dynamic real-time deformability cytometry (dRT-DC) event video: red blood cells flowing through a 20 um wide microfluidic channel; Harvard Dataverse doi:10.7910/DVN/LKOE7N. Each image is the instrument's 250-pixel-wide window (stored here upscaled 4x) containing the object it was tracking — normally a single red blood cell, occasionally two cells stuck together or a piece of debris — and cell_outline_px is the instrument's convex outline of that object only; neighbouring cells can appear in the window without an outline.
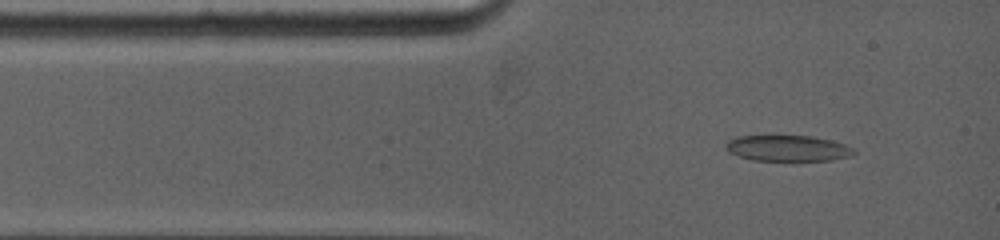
{"species": "common noctule bat (a hibernating species)", "species_latin": "Nyctalus noctula", "temperature_condition": "warm", "stored_images_in_passage": 47, "camera_frame_rate_fps": 5000, "um_per_image_px": 0.085, "animal": {"sex": "female", "body_mass_g": 19.0, "forearm_length_mm": 53.3}, "frame": {"image": 1, "passage_image": 3, "time_ms": 0.8, "image_size_px": [1000, 240], "cell_outline_px": [[856, 152], [852, 156], [832, 160], [752, 160], [728, 152], [724, 148], [724, 144], [728, 140], [736, 136], [812, 136], [832, 140], [844, 144], [852, 148]], "centroid_in_image_um": [66.94, 12.59], "position_along_channel_um": 18.1, "area_um2": 19.36}}
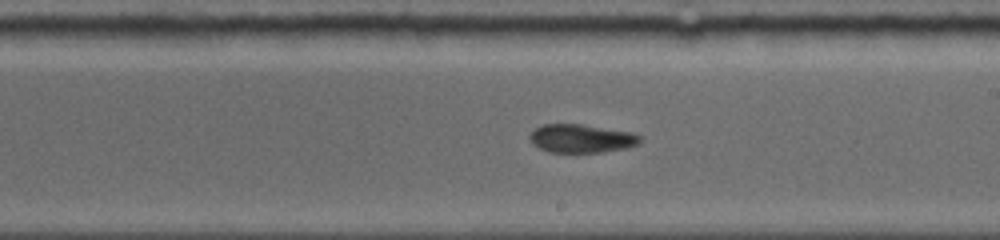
{"frame": {"image": 2, "passage_image": 21, "time_ms": 7.0, "image_size_px": [1000, 240], "cell_outline_px": [[640, 144], [628, 148], [600, 152], [548, 152], [532, 144], [528, 136], [536, 128], [544, 124], [580, 124], [632, 132], [640, 136]], "centroid_in_image_um": [49.42, 11.77], "position_along_channel_um": 239.6, "area_um2": 18.26}}
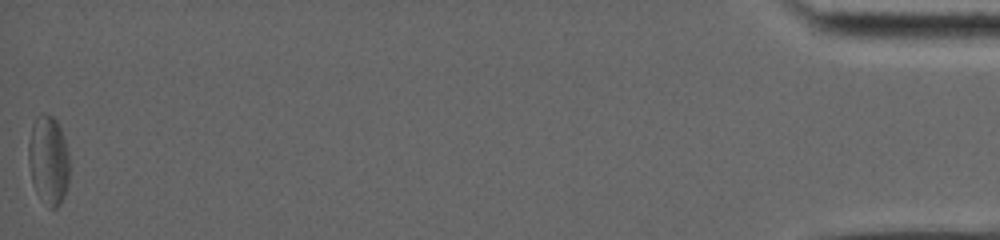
{"frame": {"image": 3, "passage_image": 47, "time_ms": 16.0, "image_size_px": [1000, 240], "cell_outline_px": [[68, 180], [64, 196], [60, 204], [56, 208], [48, 208], [36, 192], [32, 184], [28, 160], [28, 140], [32, 124], [36, 116], [40, 112], [44, 112], [52, 116], [60, 124], [68, 152]], "centroid_in_image_um": [4.09, 13.58], "position_along_channel_um": 431.1, "area_um2": 21.62}, "authors_computed_cell_mechanics": {"area_um2": 19.5942, "velocity_mm_per_s": 3.9194, "shape_relaxation_time_tau1_ms": null, "shape_relaxation_time_tau2_ms": 5.1249, "deformation_change_tau1": null, "deformation_change_tau2": 0.1105}}